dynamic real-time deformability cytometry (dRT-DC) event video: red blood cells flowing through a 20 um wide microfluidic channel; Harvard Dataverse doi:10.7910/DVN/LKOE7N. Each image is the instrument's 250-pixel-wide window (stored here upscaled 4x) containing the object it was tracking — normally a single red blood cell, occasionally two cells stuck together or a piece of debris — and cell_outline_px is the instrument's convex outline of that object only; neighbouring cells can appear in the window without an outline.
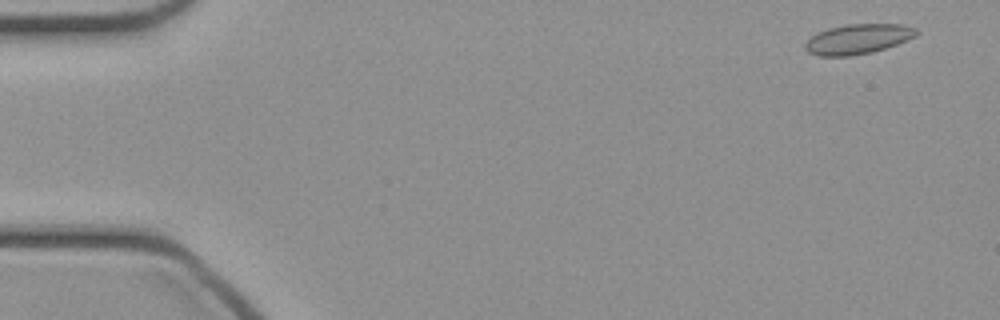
{"species": "common noctule bat (a hibernating species)", "species_latin": "Nyctalus noctula", "temperature_condition": "cold", "stored_images_in_passage": 47, "camera_frame_rate_fps": 3000, "um_per_image_px": 0.085, "animal": {"sex": "female", "body_mass_g": 21.9}, "frame": {"image": 1, "passage_image": 2, "time_ms": 0.333, "image_size_px": [1000, 320], "cell_outline_px": [[920, 32], [916, 36], [908, 40], [872, 52], [848, 56], [820, 56], [808, 52], [804, 48], [804, 44], [812, 36], [828, 28], [848, 24], [900, 24], [916, 28]], "centroid_in_image_um": [72.94, 3.31], "position_along_channel_um": 12.1, "area_um2": 19.31}}
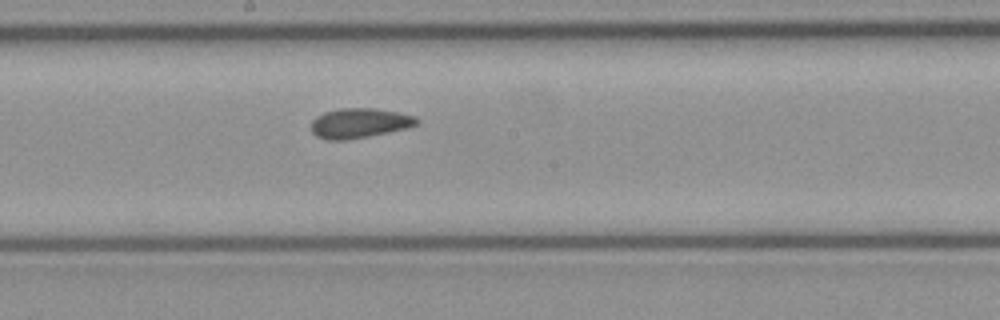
{"frame": {"image": 2, "passage_image": 25, "time_ms": 8.0, "image_size_px": [1000, 320], "cell_outline_px": [[420, 120], [416, 124], [408, 128], [348, 140], [328, 140], [316, 136], [312, 132], [312, 120], [316, 116], [324, 112], [340, 108], [372, 108], [396, 112], [416, 116]], "centroid_in_image_um": [30.54, 10.46], "position_along_channel_um": 217.7, "area_um2": 18.32}}
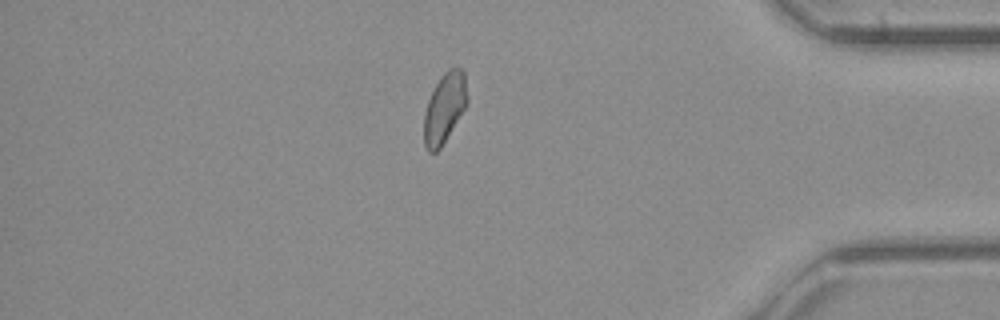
{"frame": {"image": 3, "passage_image": 40, "time_ms": 13.0, "image_size_px": [1000, 320], "cell_outline_px": [[468, 104], [440, 148], [436, 152], [428, 152], [424, 144], [424, 112], [428, 100], [440, 76], [448, 68], [460, 68], [464, 72], [468, 100]], "centroid_in_image_um": [37.78, 9.17], "position_along_channel_um": 397.4, "area_um2": 17.63}}